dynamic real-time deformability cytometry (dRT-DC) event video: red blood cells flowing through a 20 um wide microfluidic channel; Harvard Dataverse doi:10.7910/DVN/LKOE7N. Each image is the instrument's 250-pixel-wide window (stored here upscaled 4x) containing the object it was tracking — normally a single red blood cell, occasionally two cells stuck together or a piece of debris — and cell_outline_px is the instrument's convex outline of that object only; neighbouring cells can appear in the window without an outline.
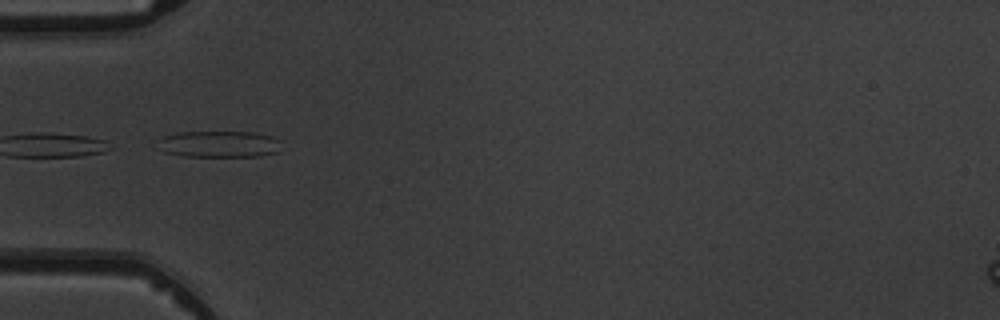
{"species": "common noctule bat (a hibernating species)", "species_latin": "Nyctalus noctula", "temperature_condition": "warm", "stored_images_in_passage": 5, "camera_frame_rate_fps": 3000, "um_per_image_px": 0.085, "animal": {"sex": "male", "body_mass_g": 19.5, "forearm_length_mm": 54.6}, "frame": {"image": 1, "passage_image": 2, "time_ms": 1.0, "image_size_px": [1000, 320], "cell_outline_px": [[280, 152], [260, 156], [184, 156], [164, 152], [156, 140], [164, 136], [176, 132], [256, 132], [272, 136], [280, 140]], "centroid_in_image_um": [18.66, 12.24], "position_along_channel_um": 66.3, "area_um2": 19.25}}
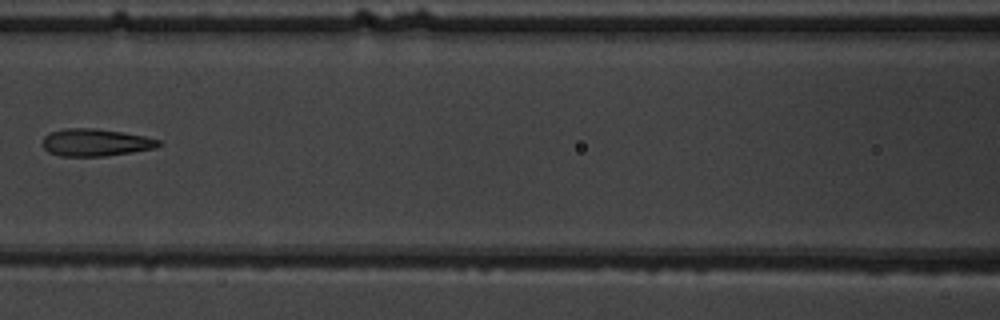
{"frame": {"image": 2, "passage_image": 4, "time_ms": 3.333, "image_size_px": [1000, 320], "cell_outline_px": [[164, 144], [156, 148], [132, 152], [104, 156], [60, 156], [48, 152], [44, 148], [44, 136], [52, 132], [64, 128], [96, 128], [124, 132], [144, 136], [160, 140]], "centroid_in_image_um": [8.17, 12.11], "position_along_channel_um": 158.4, "area_um2": 18.55}}
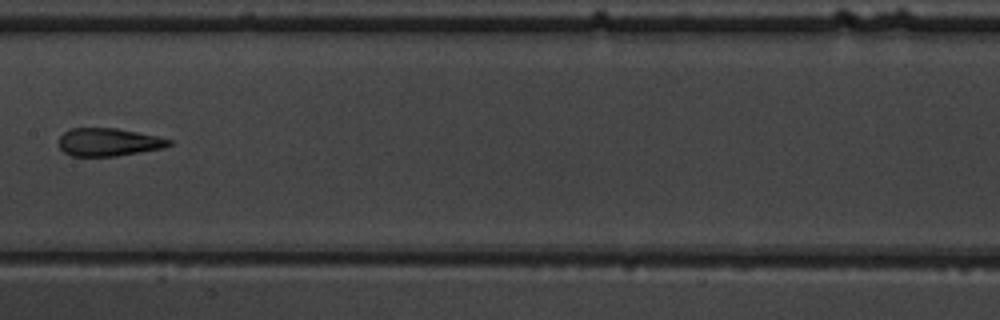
{"frame": {"image": 3, "passage_image": 5, "time_ms": 4.333, "image_size_px": [1000, 320], "cell_outline_px": [[172, 144], [164, 148], [116, 156], [72, 156], [64, 152], [60, 148], [60, 136], [64, 132], [72, 128], [116, 128], [156, 136], [172, 140]], "centroid_in_image_um": [9.23, 12.08], "position_along_channel_um": 198.2, "area_um2": 17.8}}